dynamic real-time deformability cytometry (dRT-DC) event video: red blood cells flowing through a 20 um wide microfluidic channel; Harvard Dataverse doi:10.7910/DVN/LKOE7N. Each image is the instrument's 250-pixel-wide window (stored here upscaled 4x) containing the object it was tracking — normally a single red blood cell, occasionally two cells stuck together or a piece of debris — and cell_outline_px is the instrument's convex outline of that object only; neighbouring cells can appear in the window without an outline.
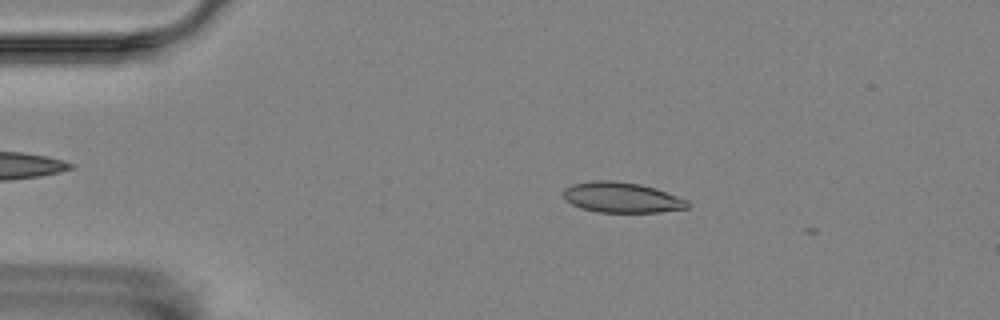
{"species": "Egyptian fruit bat (a non-hibernating species)", "species_latin": "Rousettus aegyptiacus", "temperature_condition": "room temperature", "stored_images_in_passage": 8, "camera_frame_rate_fps": 3000, "um_per_image_px": 0.085, "animal": {"sex": "female"}, "frame": {"image": 1, "passage_image": 2, "time_ms": 0.333, "image_size_px": [1000, 320], "cell_outline_px": [[688, 208], [660, 212], [600, 212], [580, 208], [564, 200], [564, 188], [572, 184], [592, 180], [612, 180], [640, 184], [656, 188], [688, 200]], "centroid_in_image_um": [52.83, 16.78], "position_along_channel_um": 32.2, "area_um2": 22.08}}